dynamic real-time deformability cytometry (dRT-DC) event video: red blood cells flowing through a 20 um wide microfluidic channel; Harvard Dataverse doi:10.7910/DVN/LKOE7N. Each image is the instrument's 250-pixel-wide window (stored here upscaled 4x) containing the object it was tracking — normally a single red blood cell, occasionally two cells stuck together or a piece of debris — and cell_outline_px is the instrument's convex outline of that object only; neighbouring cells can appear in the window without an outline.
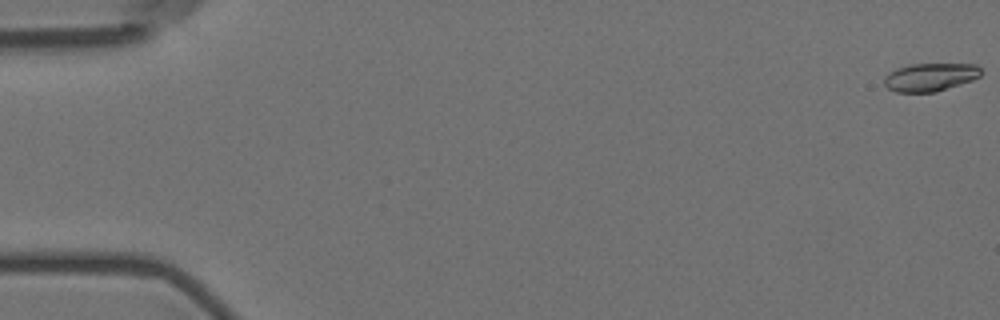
{"species": "Egyptian fruit bat (a non-hibernating species)", "species_latin": "Rousettus aegyptiacus", "temperature_condition": "room temperature", "stored_images_in_passage": 55, "camera_frame_rate_fps": 3000, "um_per_image_px": 0.085, "animal": {"sex": "female"}, "frame": {"image": 1, "passage_image": 1, "time_ms": 0.0, "image_size_px": [1000, 320], "cell_outline_px": [[980, 76], [972, 80], [936, 92], [896, 92], [888, 88], [884, 84], [884, 76], [888, 72], [896, 68], [908, 64], [976, 64], [980, 68]], "centroid_in_image_um": [79.03, 6.55], "position_along_channel_um": 6.0, "area_um2": 15.9}}
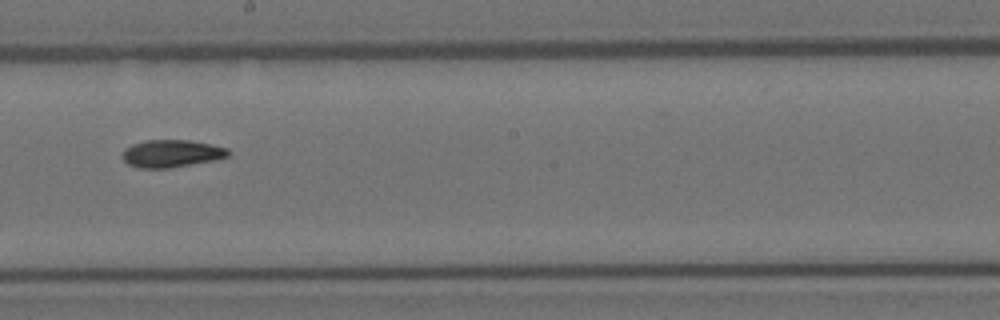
{"frame": {"image": 2, "passage_image": 33, "time_ms": 10.667, "image_size_px": [1000, 320], "cell_outline_px": [[232, 152], [228, 156], [216, 160], [172, 168], [140, 168], [128, 164], [120, 156], [124, 148], [132, 144], [144, 140], [188, 140], [228, 148]], "centroid_in_image_um": [14.56, 13.05], "position_along_channel_um": 233.6, "area_um2": 17.17}}
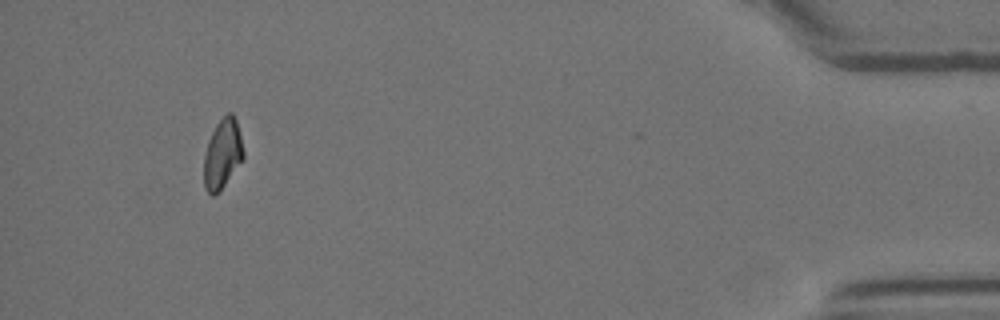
{"frame": {"image": 3, "passage_image": 54, "time_ms": 17.667, "image_size_px": [1000, 320], "cell_outline_px": [[244, 156], [224, 184], [212, 196], [204, 188], [204, 156], [208, 140], [216, 124], [228, 112], [232, 112], [236, 120], [244, 152]], "centroid_in_image_um": [18.89, 13.04], "position_along_channel_um": 416.3, "area_um2": 15.55}, "authors_computed_cell_mechanics": {"area_um2": 16.6464, "velocity_mm_per_s": 3.5887, "shape_relaxation_time_tau1_ms": null, "shape_relaxation_time_tau2_ms": 9.729, "deformation_change_tau1": null, "deformation_change_tau2": 0.1512}}